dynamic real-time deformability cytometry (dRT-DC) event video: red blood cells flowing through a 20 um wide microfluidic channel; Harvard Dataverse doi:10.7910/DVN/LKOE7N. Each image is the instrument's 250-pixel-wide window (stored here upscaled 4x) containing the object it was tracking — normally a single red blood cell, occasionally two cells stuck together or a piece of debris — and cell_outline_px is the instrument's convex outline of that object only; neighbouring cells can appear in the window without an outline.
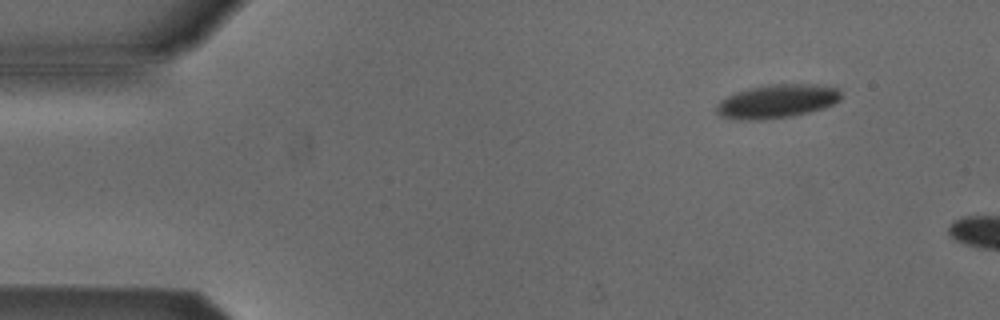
{"species": "Egyptian fruit bat (a non-hibernating species)", "species_latin": "Rousettus aegyptiacus", "temperature_condition": "cold", "stored_images_in_passage": 2, "camera_frame_rate_fps": 3000, "um_per_image_px": 0.085, "animal": {"sex": "male"}, "frame": {"image": 1, "passage_image": 1, "time_ms": 0.0, "image_size_px": [1000, 320], "cell_outline_px": [[840, 100], [824, 108], [792, 116], [760, 120], [736, 120], [720, 116], [716, 112], [716, 104], [720, 100], [736, 92], [748, 88], [772, 84], [816, 84], [836, 88], [840, 92]], "centroid_in_image_um": [66.0, 8.62], "position_along_channel_um": 19.0, "area_um2": 24.45}}